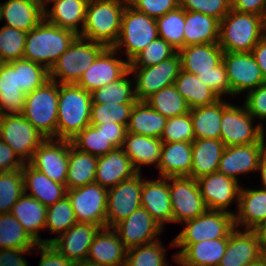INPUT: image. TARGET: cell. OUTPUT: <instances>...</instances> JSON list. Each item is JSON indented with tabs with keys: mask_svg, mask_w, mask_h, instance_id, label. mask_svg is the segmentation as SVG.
<instances>
[{
	"mask_svg": "<svg viewBox=\"0 0 266 266\" xmlns=\"http://www.w3.org/2000/svg\"><path fill=\"white\" fill-rule=\"evenodd\" d=\"M128 0L88 1L80 37L113 47L121 30V18Z\"/></svg>",
	"mask_w": 266,
	"mask_h": 266,
	"instance_id": "cell-1",
	"label": "cell"
},
{
	"mask_svg": "<svg viewBox=\"0 0 266 266\" xmlns=\"http://www.w3.org/2000/svg\"><path fill=\"white\" fill-rule=\"evenodd\" d=\"M77 36L75 32L43 19L34 29L27 32L23 58L50 70Z\"/></svg>",
	"mask_w": 266,
	"mask_h": 266,
	"instance_id": "cell-2",
	"label": "cell"
},
{
	"mask_svg": "<svg viewBox=\"0 0 266 266\" xmlns=\"http://www.w3.org/2000/svg\"><path fill=\"white\" fill-rule=\"evenodd\" d=\"M91 93L77 84H59L57 139L71 140L90 125Z\"/></svg>",
	"mask_w": 266,
	"mask_h": 266,
	"instance_id": "cell-3",
	"label": "cell"
},
{
	"mask_svg": "<svg viewBox=\"0 0 266 266\" xmlns=\"http://www.w3.org/2000/svg\"><path fill=\"white\" fill-rule=\"evenodd\" d=\"M264 35L262 16L231 9L220 21L218 44L224 52H251Z\"/></svg>",
	"mask_w": 266,
	"mask_h": 266,
	"instance_id": "cell-4",
	"label": "cell"
},
{
	"mask_svg": "<svg viewBox=\"0 0 266 266\" xmlns=\"http://www.w3.org/2000/svg\"><path fill=\"white\" fill-rule=\"evenodd\" d=\"M59 83L48 80L26 93L22 115L45 137L57 138Z\"/></svg>",
	"mask_w": 266,
	"mask_h": 266,
	"instance_id": "cell-5",
	"label": "cell"
},
{
	"mask_svg": "<svg viewBox=\"0 0 266 266\" xmlns=\"http://www.w3.org/2000/svg\"><path fill=\"white\" fill-rule=\"evenodd\" d=\"M80 37L73 40L49 70V78L59 84H77L105 45ZM57 77L59 78L57 80Z\"/></svg>",
	"mask_w": 266,
	"mask_h": 266,
	"instance_id": "cell-6",
	"label": "cell"
},
{
	"mask_svg": "<svg viewBox=\"0 0 266 266\" xmlns=\"http://www.w3.org/2000/svg\"><path fill=\"white\" fill-rule=\"evenodd\" d=\"M158 37L156 19L136 11L127 4L121 18L119 38L113 48L118 51L124 46L127 61L130 62L150 42Z\"/></svg>",
	"mask_w": 266,
	"mask_h": 266,
	"instance_id": "cell-7",
	"label": "cell"
},
{
	"mask_svg": "<svg viewBox=\"0 0 266 266\" xmlns=\"http://www.w3.org/2000/svg\"><path fill=\"white\" fill-rule=\"evenodd\" d=\"M253 118L245 105L238 107L222 100L220 139L225 147L265 143L263 124L254 127Z\"/></svg>",
	"mask_w": 266,
	"mask_h": 266,
	"instance_id": "cell-8",
	"label": "cell"
},
{
	"mask_svg": "<svg viewBox=\"0 0 266 266\" xmlns=\"http://www.w3.org/2000/svg\"><path fill=\"white\" fill-rule=\"evenodd\" d=\"M186 227L172 241L174 245H191L203 240L229 238L236 228L234 214L224 211L207 210L195 219L184 222Z\"/></svg>",
	"mask_w": 266,
	"mask_h": 266,
	"instance_id": "cell-9",
	"label": "cell"
},
{
	"mask_svg": "<svg viewBox=\"0 0 266 266\" xmlns=\"http://www.w3.org/2000/svg\"><path fill=\"white\" fill-rule=\"evenodd\" d=\"M0 139L23 163H29L46 138L22 114H5L0 115Z\"/></svg>",
	"mask_w": 266,
	"mask_h": 266,
	"instance_id": "cell-10",
	"label": "cell"
},
{
	"mask_svg": "<svg viewBox=\"0 0 266 266\" xmlns=\"http://www.w3.org/2000/svg\"><path fill=\"white\" fill-rule=\"evenodd\" d=\"M139 69V70H138ZM135 74V98L137 101H145L153 93L161 88L174 85V81L181 70V58L176 52L170 58L159 64L148 67H129Z\"/></svg>",
	"mask_w": 266,
	"mask_h": 266,
	"instance_id": "cell-11",
	"label": "cell"
},
{
	"mask_svg": "<svg viewBox=\"0 0 266 266\" xmlns=\"http://www.w3.org/2000/svg\"><path fill=\"white\" fill-rule=\"evenodd\" d=\"M172 222L195 219L208 210L196 179L188 176L169 177Z\"/></svg>",
	"mask_w": 266,
	"mask_h": 266,
	"instance_id": "cell-12",
	"label": "cell"
},
{
	"mask_svg": "<svg viewBox=\"0 0 266 266\" xmlns=\"http://www.w3.org/2000/svg\"><path fill=\"white\" fill-rule=\"evenodd\" d=\"M107 195L108 189L97 183L67 190L77 223L106 227Z\"/></svg>",
	"mask_w": 266,
	"mask_h": 266,
	"instance_id": "cell-13",
	"label": "cell"
},
{
	"mask_svg": "<svg viewBox=\"0 0 266 266\" xmlns=\"http://www.w3.org/2000/svg\"><path fill=\"white\" fill-rule=\"evenodd\" d=\"M141 173L108 188L106 227H114L141 207Z\"/></svg>",
	"mask_w": 266,
	"mask_h": 266,
	"instance_id": "cell-14",
	"label": "cell"
},
{
	"mask_svg": "<svg viewBox=\"0 0 266 266\" xmlns=\"http://www.w3.org/2000/svg\"><path fill=\"white\" fill-rule=\"evenodd\" d=\"M69 140L46 138L34 151L29 164L57 183H66Z\"/></svg>",
	"mask_w": 266,
	"mask_h": 266,
	"instance_id": "cell-15",
	"label": "cell"
},
{
	"mask_svg": "<svg viewBox=\"0 0 266 266\" xmlns=\"http://www.w3.org/2000/svg\"><path fill=\"white\" fill-rule=\"evenodd\" d=\"M223 63L232 95L254 90L266 82L251 52H224Z\"/></svg>",
	"mask_w": 266,
	"mask_h": 266,
	"instance_id": "cell-16",
	"label": "cell"
},
{
	"mask_svg": "<svg viewBox=\"0 0 266 266\" xmlns=\"http://www.w3.org/2000/svg\"><path fill=\"white\" fill-rule=\"evenodd\" d=\"M100 226L88 223H76L58 237L46 239L62 256L72 262L85 264L89 248Z\"/></svg>",
	"mask_w": 266,
	"mask_h": 266,
	"instance_id": "cell-17",
	"label": "cell"
},
{
	"mask_svg": "<svg viewBox=\"0 0 266 266\" xmlns=\"http://www.w3.org/2000/svg\"><path fill=\"white\" fill-rule=\"evenodd\" d=\"M116 52L113 47H106L84 72L77 85L91 93L121 78L129 70L130 64L127 60L114 58L118 54Z\"/></svg>",
	"mask_w": 266,
	"mask_h": 266,
	"instance_id": "cell-18",
	"label": "cell"
},
{
	"mask_svg": "<svg viewBox=\"0 0 266 266\" xmlns=\"http://www.w3.org/2000/svg\"><path fill=\"white\" fill-rule=\"evenodd\" d=\"M113 228L127 250L158 240L157 236L163 230L143 207L133 211Z\"/></svg>",
	"mask_w": 266,
	"mask_h": 266,
	"instance_id": "cell-19",
	"label": "cell"
},
{
	"mask_svg": "<svg viewBox=\"0 0 266 266\" xmlns=\"http://www.w3.org/2000/svg\"><path fill=\"white\" fill-rule=\"evenodd\" d=\"M200 193L208 210L224 211L235 199L238 206L240 188L239 180L225 176L222 173L214 172L196 179Z\"/></svg>",
	"mask_w": 266,
	"mask_h": 266,
	"instance_id": "cell-20",
	"label": "cell"
},
{
	"mask_svg": "<svg viewBox=\"0 0 266 266\" xmlns=\"http://www.w3.org/2000/svg\"><path fill=\"white\" fill-rule=\"evenodd\" d=\"M264 258V249L256 230L234 229L228 238V245L218 266H248Z\"/></svg>",
	"mask_w": 266,
	"mask_h": 266,
	"instance_id": "cell-21",
	"label": "cell"
},
{
	"mask_svg": "<svg viewBox=\"0 0 266 266\" xmlns=\"http://www.w3.org/2000/svg\"><path fill=\"white\" fill-rule=\"evenodd\" d=\"M126 253L127 249L116 230L113 227H102L93 239L85 265L125 266Z\"/></svg>",
	"mask_w": 266,
	"mask_h": 266,
	"instance_id": "cell-22",
	"label": "cell"
},
{
	"mask_svg": "<svg viewBox=\"0 0 266 266\" xmlns=\"http://www.w3.org/2000/svg\"><path fill=\"white\" fill-rule=\"evenodd\" d=\"M265 143H252L225 147L219 162L218 172L238 180L239 174L258 171Z\"/></svg>",
	"mask_w": 266,
	"mask_h": 266,
	"instance_id": "cell-23",
	"label": "cell"
},
{
	"mask_svg": "<svg viewBox=\"0 0 266 266\" xmlns=\"http://www.w3.org/2000/svg\"><path fill=\"white\" fill-rule=\"evenodd\" d=\"M228 245V238L203 240L191 245H174L182 248L173 259L180 266H218Z\"/></svg>",
	"mask_w": 266,
	"mask_h": 266,
	"instance_id": "cell-24",
	"label": "cell"
},
{
	"mask_svg": "<svg viewBox=\"0 0 266 266\" xmlns=\"http://www.w3.org/2000/svg\"><path fill=\"white\" fill-rule=\"evenodd\" d=\"M141 207L162 227L172 222V207L169 192V177L159 180H144L141 189Z\"/></svg>",
	"mask_w": 266,
	"mask_h": 266,
	"instance_id": "cell-25",
	"label": "cell"
},
{
	"mask_svg": "<svg viewBox=\"0 0 266 266\" xmlns=\"http://www.w3.org/2000/svg\"><path fill=\"white\" fill-rule=\"evenodd\" d=\"M6 20L5 26L29 32L44 19L42 0H7L0 4V22Z\"/></svg>",
	"mask_w": 266,
	"mask_h": 266,
	"instance_id": "cell-26",
	"label": "cell"
},
{
	"mask_svg": "<svg viewBox=\"0 0 266 266\" xmlns=\"http://www.w3.org/2000/svg\"><path fill=\"white\" fill-rule=\"evenodd\" d=\"M136 174L135 168L122 147H115L106 155L98 157L95 183L108 189Z\"/></svg>",
	"mask_w": 266,
	"mask_h": 266,
	"instance_id": "cell-27",
	"label": "cell"
},
{
	"mask_svg": "<svg viewBox=\"0 0 266 266\" xmlns=\"http://www.w3.org/2000/svg\"><path fill=\"white\" fill-rule=\"evenodd\" d=\"M181 70L199 74L212 72L223 61L224 51L218 43L188 45L177 51Z\"/></svg>",
	"mask_w": 266,
	"mask_h": 266,
	"instance_id": "cell-28",
	"label": "cell"
},
{
	"mask_svg": "<svg viewBox=\"0 0 266 266\" xmlns=\"http://www.w3.org/2000/svg\"><path fill=\"white\" fill-rule=\"evenodd\" d=\"M44 19L63 29H69L80 35L84 23L88 0H42ZM53 3L52 9L47 10L46 3ZM81 23V30L78 26Z\"/></svg>",
	"mask_w": 266,
	"mask_h": 266,
	"instance_id": "cell-29",
	"label": "cell"
},
{
	"mask_svg": "<svg viewBox=\"0 0 266 266\" xmlns=\"http://www.w3.org/2000/svg\"><path fill=\"white\" fill-rule=\"evenodd\" d=\"M24 193L30 189L32 193L28 194L37 199L46 207L67 196L66 185L60 184L48 178L42 172L33 168L29 163H24L22 168Z\"/></svg>",
	"mask_w": 266,
	"mask_h": 266,
	"instance_id": "cell-30",
	"label": "cell"
},
{
	"mask_svg": "<svg viewBox=\"0 0 266 266\" xmlns=\"http://www.w3.org/2000/svg\"><path fill=\"white\" fill-rule=\"evenodd\" d=\"M122 149L129 157L137 173L142 165L159 166L161 159L162 141L160 138L141 134L126 133Z\"/></svg>",
	"mask_w": 266,
	"mask_h": 266,
	"instance_id": "cell-31",
	"label": "cell"
},
{
	"mask_svg": "<svg viewBox=\"0 0 266 266\" xmlns=\"http://www.w3.org/2000/svg\"><path fill=\"white\" fill-rule=\"evenodd\" d=\"M266 220V191L263 189L240 188L238 212L234 214V223L245 229L255 230Z\"/></svg>",
	"mask_w": 266,
	"mask_h": 266,
	"instance_id": "cell-32",
	"label": "cell"
},
{
	"mask_svg": "<svg viewBox=\"0 0 266 266\" xmlns=\"http://www.w3.org/2000/svg\"><path fill=\"white\" fill-rule=\"evenodd\" d=\"M192 168V142H162L158 166L161 177L189 176Z\"/></svg>",
	"mask_w": 266,
	"mask_h": 266,
	"instance_id": "cell-33",
	"label": "cell"
},
{
	"mask_svg": "<svg viewBox=\"0 0 266 266\" xmlns=\"http://www.w3.org/2000/svg\"><path fill=\"white\" fill-rule=\"evenodd\" d=\"M10 213L37 244H46V240L38 235L46 225L47 207L45 205L24 193L13 205Z\"/></svg>",
	"mask_w": 266,
	"mask_h": 266,
	"instance_id": "cell-34",
	"label": "cell"
},
{
	"mask_svg": "<svg viewBox=\"0 0 266 266\" xmlns=\"http://www.w3.org/2000/svg\"><path fill=\"white\" fill-rule=\"evenodd\" d=\"M225 144L221 139H194L192 142V168L188 177L198 179L217 172Z\"/></svg>",
	"mask_w": 266,
	"mask_h": 266,
	"instance_id": "cell-35",
	"label": "cell"
},
{
	"mask_svg": "<svg viewBox=\"0 0 266 266\" xmlns=\"http://www.w3.org/2000/svg\"><path fill=\"white\" fill-rule=\"evenodd\" d=\"M220 21L212 16L185 11L184 47L188 45L218 43Z\"/></svg>",
	"mask_w": 266,
	"mask_h": 266,
	"instance_id": "cell-36",
	"label": "cell"
},
{
	"mask_svg": "<svg viewBox=\"0 0 266 266\" xmlns=\"http://www.w3.org/2000/svg\"><path fill=\"white\" fill-rule=\"evenodd\" d=\"M167 118L152 109L146 101H136L132 107L127 132L161 138Z\"/></svg>",
	"mask_w": 266,
	"mask_h": 266,
	"instance_id": "cell-37",
	"label": "cell"
},
{
	"mask_svg": "<svg viewBox=\"0 0 266 266\" xmlns=\"http://www.w3.org/2000/svg\"><path fill=\"white\" fill-rule=\"evenodd\" d=\"M98 157L74 148L69 141L67 190L95 183Z\"/></svg>",
	"mask_w": 266,
	"mask_h": 266,
	"instance_id": "cell-38",
	"label": "cell"
},
{
	"mask_svg": "<svg viewBox=\"0 0 266 266\" xmlns=\"http://www.w3.org/2000/svg\"><path fill=\"white\" fill-rule=\"evenodd\" d=\"M25 99L26 93L18 88L17 69L4 63L0 70V115L22 114Z\"/></svg>",
	"mask_w": 266,
	"mask_h": 266,
	"instance_id": "cell-39",
	"label": "cell"
},
{
	"mask_svg": "<svg viewBox=\"0 0 266 266\" xmlns=\"http://www.w3.org/2000/svg\"><path fill=\"white\" fill-rule=\"evenodd\" d=\"M195 139H220L222 98L216 102L190 109Z\"/></svg>",
	"mask_w": 266,
	"mask_h": 266,
	"instance_id": "cell-40",
	"label": "cell"
},
{
	"mask_svg": "<svg viewBox=\"0 0 266 266\" xmlns=\"http://www.w3.org/2000/svg\"><path fill=\"white\" fill-rule=\"evenodd\" d=\"M174 86L190 109L210 105L220 99L213 90L198 79L196 74L184 70H180Z\"/></svg>",
	"mask_w": 266,
	"mask_h": 266,
	"instance_id": "cell-41",
	"label": "cell"
},
{
	"mask_svg": "<svg viewBox=\"0 0 266 266\" xmlns=\"http://www.w3.org/2000/svg\"><path fill=\"white\" fill-rule=\"evenodd\" d=\"M37 243L11 214H0V249H37Z\"/></svg>",
	"mask_w": 266,
	"mask_h": 266,
	"instance_id": "cell-42",
	"label": "cell"
},
{
	"mask_svg": "<svg viewBox=\"0 0 266 266\" xmlns=\"http://www.w3.org/2000/svg\"><path fill=\"white\" fill-rule=\"evenodd\" d=\"M145 101L152 109L161 113L167 119L190 112L186 100L177 91L174 85L161 88Z\"/></svg>",
	"mask_w": 266,
	"mask_h": 266,
	"instance_id": "cell-43",
	"label": "cell"
},
{
	"mask_svg": "<svg viewBox=\"0 0 266 266\" xmlns=\"http://www.w3.org/2000/svg\"><path fill=\"white\" fill-rule=\"evenodd\" d=\"M158 36L177 51L184 47L185 10L178 6L156 19Z\"/></svg>",
	"mask_w": 266,
	"mask_h": 266,
	"instance_id": "cell-44",
	"label": "cell"
},
{
	"mask_svg": "<svg viewBox=\"0 0 266 266\" xmlns=\"http://www.w3.org/2000/svg\"><path fill=\"white\" fill-rule=\"evenodd\" d=\"M130 73L128 70L121 78L91 92L92 103H135V90L132 89L131 81L126 78Z\"/></svg>",
	"mask_w": 266,
	"mask_h": 266,
	"instance_id": "cell-45",
	"label": "cell"
},
{
	"mask_svg": "<svg viewBox=\"0 0 266 266\" xmlns=\"http://www.w3.org/2000/svg\"><path fill=\"white\" fill-rule=\"evenodd\" d=\"M17 69L18 88L25 93L43 86L49 78V70L39 63L21 58L10 62Z\"/></svg>",
	"mask_w": 266,
	"mask_h": 266,
	"instance_id": "cell-46",
	"label": "cell"
},
{
	"mask_svg": "<svg viewBox=\"0 0 266 266\" xmlns=\"http://www.w3.org/2000/svg\"><path fill=\"white\" fill-rule=\"evenodd\" d=\"M70 141L77 150L96 157L104 156L115 148L103 132L94 125H88Z\"/></svg>",
	"mask_w": 266,
	"mask_h": 266,
	"instance_id": "cell-47",
	"label": "cell"
},
{
	"mask_svg": "<svg viewBox=\"0 0 266 266\" xmlns=\"http://www.w3.org/2000/svg\"><path fill=\"white\" fill-rule=\"evenodd\" d=\"M24 194L22 169L0 172V214L10 213Z\"/></svg>",
	"mask_w": 266,
	"mask_h": 266,
	"instance_id": "cell-48",
	"label": "cell"
},
{
	"mask_svg": "<svg viewBox=\"0 0 266 266\" xmlns=\"http://www.w3.org/2000/svg\"><path fill=\"white\" fill-rule=\"evenodd\" d=\"M135 103H92L90 125L118 123L127 127Z\"/></svg>",
	"mask_w": 266,
	"mask_h": 266,
	"instance_id": "cell-49",
	"label": "cell"
},
{
	"mask_svg": "<svg viewBox=\"0 0 266 266\" xmlns=\"http://www.w3.org/2000/svg\"><path fill=\"white\" fill-rule=\"evenodd\" d=\"M165 251L160 240L130 248L126 253L125 266H168Z\"/></svg>",
	"mask_w": 266,
	"mask_h": 266,
	"instance_id": "cell-50",
	"label": "cell"
},
{
	"mask_svg": "<svg viewBox=\"0 0 266 266\" xmlns=\"http://www.w3.org/2000/svg\"><path fill=\"white\" fill-rule=\"evenodd\" d=\"M77 223L72 204L68 196L47 207L45 229L50 233L62 234Z\"/></svg>",
	"mask_w": 266,
	"mask_h": 266,
	"instance_id": "cell-51",
	"label": "cell"
},
{
	"mask_svg": "<svg viewBox=\"0 0 266 266\" xmlns=\"http://www.w3.org/2000/svg\"><path fill=\"white\" fill-rule=\"evenodd\" d=\"M27 32L3 26L0 29V59L4 63L23 58Z\"/></svg>",
	"mask_w": 266,
	"mask_h": 266,
	"instance_id": "cell-52",
	"label": "cell"
},
{
	"mask_svg": "<svg viewBox=\"0 0 266 266\" xmlns=\"http://www.w3.org/2000/svg\"><path fill=\"white\" fill-rule=\"evenodd\" d=\"M177 50L164 39L158 37L150 42L144 50L139 52L130 62L129 67H148L173 56ZM140 65V66H139Z\"/></svg>",
	"mask_w": 266,
	"mask_h": 266,
	"instance_id": "cell-53",
	"label": "cell"
},
{
	"mask_svg": "<svg viewBox=\"0 0 266 266\" xmlns=\"http://www.w3.org/2000/svg\"><path fill=\"white\" fill-rule=\"evenodd\" d=\"M160 139L162 142H193L195 136L190 112L168 118Z\"/></svg>",
	"mask_w": 266,
	"mask_h": 266,
	"instance_id": "cell-54",
	"label": "cell"
},
{
	"mask_svg": "<svg viewBox=\"0 0 266 266\" xmlns=\"http://www.w3.org/2000/svg\"><path fill=\"white\" fill-rule=\"evenodd\" d=\"M185 11L212 16L221 21L231 10V0H179Z\"/></svg>",
	"mask_w": 266,
	"mask_h": 266,
	"instance_id": "cell-55",
	"label": "cell"
},
{
	"mask_svg": "<svg viewBox=\"0 0 266 266\" xmlns=\"http://www.w3.org/2000/svg\"><path fill=\"white\" fill-rule=\"evenodd\" d=\"M128 4L136 11L154 19L164 16L167 12L180 6L179 0H128Z\"/></svg>",
	"mask_w": 266,
	"mask_h": 266,
	"instance_id": "cell-56",
	"label": "cell"
},
{
	"mask_svg": "<svg viewBox=\"0 0 266 266\" xmlns=\"http://www.w3.org/2000/svg\"><path fill=\"white\" fill-rule=\"evenodd\" d=\"M197 77L211 90H213L220 98L222 95L231 94L232 90L228 81L227 71L223 61L213 68L212 72L199 73Z\"/></svg>",
	"mask_w": 266,
	"mask_h": 266,
	"instance_id": "cell-57",
	"label": "cell"
},
{
	"mask_svg": "<svg viewBox=\"0 0 266 266\" xmlns=\"http://www.w3.org/2000/svg\"><path fill=\"white\" fill-rule=\"evenodd\" d=\"M244 105L248 112L254 117L261 120L266 119V82L248 91Z\"/></svg>",
	"mask_w": 266,
	"mask_h": 266,
	"instance_id": "cell-58",
	"label": "cell"
},
{
	"mask_svg": "<svg viewBox=\"0 0 266 266\" xmlns=\"http://www.w3.org/2000/svg\"><path fill=\"white\" fill-rule=\"evenodd\" d=\"M41 259L39 266H77L76 263L62 256L51 244H38Z\"/></svg>",
	"mask_w": 266,
	"mask_h": 266,
	"instance_id": "cell-59",
	"label": "cell"
},
{
	"mask_svg": "<svg viewBox=\"0 0 266 266\" xmlns=\"http://www.w3.org/2000/svg\"><path fill=\"white\" fill-rule=\"evenodd\" d=\"M24 163L13 149L0 139V172H9L23 168Z\"/></svg>",
	"mask_w": 266,
	"mask_h": 266,
	"instance_id": "cell-60",
	"label": "cell"
},
{
	"mask_svg": "<svg viewBox=\"0 0 266 266\" xmlns=\"http://www.w3.org/2000/svg\"><path fill=\"white\" fill-rule=\"evenodd\" d=\"M98 130H101L107 139L115 146L122 147L126 133L127 127L118 123H104L99 125H94Z\"/></svg>",
	"mask_w": 266,
	"mask_h": 266,
	"instance_id": "cell-61",
	"label": "cell"
},
{
	"mask_svg": "<svg viewBox=\"0 0 266 266\" xmlns=\"http://www.w3.org/2000/svg\"><path fill=\"white\" fill-rule=\"evenodd\" d=\"M231 9L240 13L259 15L264 18L266 0H231Z\"/></svg>",
	"mask_w": 266,
	"mask_h": 266,
	"instance_id": "cell-62",
	"label": "cell"
},
{
	"mask_svg": "<svg viewBox=\"0 0 266 266\" xmlns=\"http://www.w3.org/2000/svg\"><path fill=\"white\" fill-rule=\"evenodd\" d=\"M33 249H0V266H28L24 253Z\"/></svg>",
	"mask_w": 266,
	"mask_h": 266,
	"instance_id": "cell-63",
	"label": "cell"
},
{
	"mask_svg": "<svg viewBox=\"0 0 266 266\" xmlns=\"http://www.w3.org/2000/svg\"><path fill=\"white\" fill-rule=\"evenodd\" d=\"M251 53L256 63L259 65L261 73L266 81V34L258 41Z\"/></svg>",
	"mask_w": 266,
	"mask_h": 266,
	"instance_id": "cell-64",
	"label": "cell"
},
{
	"mask_svg": "<svg viewBox=\"0 0 266 266\" xmlns=\"http://www.w3.org/2000/svg\"><path fill=\"white\" fill-rule=\"evenodd\" d=\"M258 171H260L259 173L261 174L262 189L266 191V152L261 155Z\"/></svg>",
	"mask_w": 266,
	"mask_h": 266,
	"instance_id": "cell-65",
	"label": "cell"
},
{
	"mask_svg": "<svg viewBox=\"0 0 266 266\" xmlns=\"http://www.w3.org/2000/svg\"><path fill=\"white\" fill-rule=\"evenodd\" d=\"M255 230L259 236V240L261 242L263 249H266V220Z\"/></svg>",
	"mask_w": 266,
	"mask_h": 266,
	"instance_id": "cell-66",
	"label": "cell"
},
{
	"mask_svg": "<svg viewBox=\"0 0 266 266\" xmlns=\"http://www.w3.org/2000/svg\"><path fill=\"white\" fill-rule=\"evenodd\" d=\"M248 266H266V259L263 258L260 261H258L257 263L252 264V265H248Z\"/></svg>",
	"mask_w": 266,
	"mask_h": 266,
	"instance_id": "cell-67",
	"label": "cell"
},
{
	"mask_svg": "<svg viewBox=\"0 0 266 266\" xmlns=\"http://www.w3.org/2000/svg\"><path fill=\"white\" fill-rule=\"evenodd\" d=\"M263 20H264V30H265V34H266V13H265Z\"/></svg>",
	"mask_w": 266,
	"mask_h": 266,
	"instance_id": "cell-68",
	"label": "cell"
},
{
	"mask_svg": "<svg viewBox=\"0 0 266 266\" xmlns=\"http://www.w3.org/2000/svg\"><path fill=\"white\" fill-rule=\"evenodd\" d=\"M3 64H4V62L0 59V70H1V68L3 66Z\"/></svg>",
	"mask_w": 266,
	"mask_h": 266,
	"instance_id": "cell-69",
	"label": "cell"
},
{
	"mask_svg": "<svg viewBox=\"0 0 266 266\" xmlns=\"http://www.w3.org/2000/svg\"><path fill=\"white\" fill-rule=\"evenodd\" d=\"M264 258L266 259V249H264Z\"/></svg>",
	"mask_w": 266,
	"mask_h": 266,
	"instance_id": "cell-70",
	"label": "cell"
},
{
	"mask_svg": "<svg viewBox=\"0 0 266 266\" xmlns=\"http://www.w3.org/2000/svg\"><path fill=\"white\" fill-rule=\"evenodd\" d=\"M77 266H87V265H85V264H79V265H77Z\"/></svg>",
	"mask_w": 266,
	"mask_h": 266,
	"instance_id": "cell-71",
	"label": "cell"
}]
</instances>
